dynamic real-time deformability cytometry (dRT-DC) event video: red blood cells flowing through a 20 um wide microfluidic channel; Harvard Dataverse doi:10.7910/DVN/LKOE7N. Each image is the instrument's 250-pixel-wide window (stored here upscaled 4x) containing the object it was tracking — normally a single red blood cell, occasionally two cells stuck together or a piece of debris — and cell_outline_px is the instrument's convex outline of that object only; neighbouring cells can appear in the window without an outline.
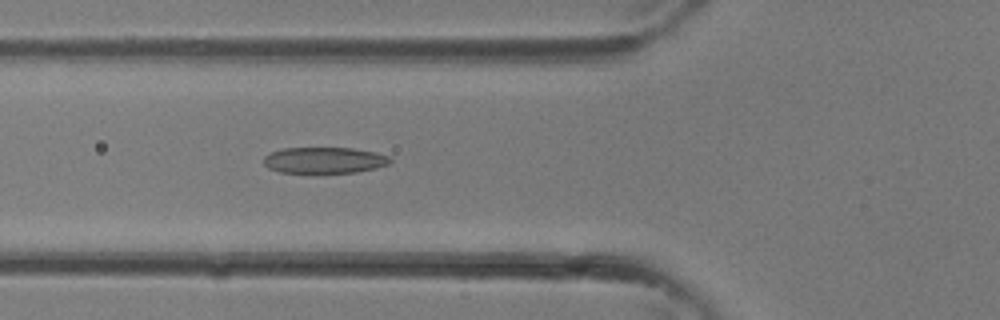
{"species": "common noctule bat (a hibernating species)", "species_latin": "Nyctalus noctula", "temperature_condition": "room temperature", "stored_images_in_passage": 33, "camera_frame_rate_fps": 3000, "um_per_image_px": 0.085, "animal": {"sex": "female"}, "frame": {"image": 1, "passage_image": 12, "time_ms": 3.667, "image_size_px": [1000, 320], "cell_outline_px": [[392, 160], [388, 164], [376, 168], [356, 172], [316, 176], [280, 172], [268, 168], [264, 164], [264, 156], [268, 152], [284, 148], [352, 148], [376, 152], [392, 156]], "centroid_in_image_um": [27.55, 13.66], "position_along_channel_um": 98.3, "area_um2": 20.4}}
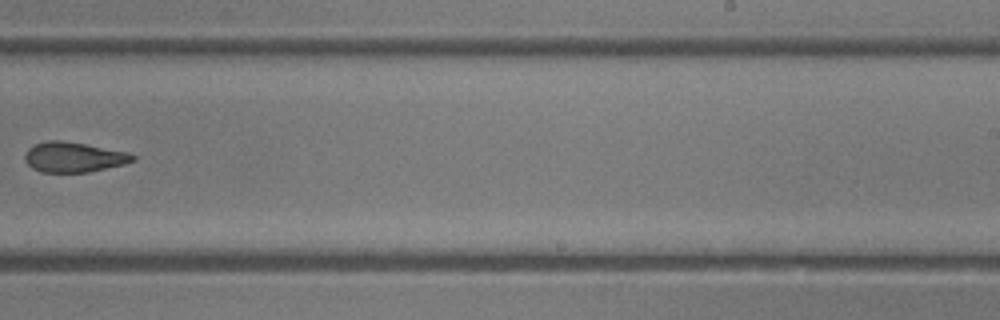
{"frame": {"image": 2, "passage_image": 21, "time_ms": 6.667, "image_size_px": [1000, 320], "cell_outline_px": [[136, 160], [124, 164], [88, 172], [40, 172], [32, 168], [24, 160], [24, 156], [28, 148], [44, 140], [60, 140], [84, 144], [128, 152], [136, 156]], "centroid_in_image_um": [6.25, 13.35], "position_along_channel_um": 282.8, "area_um2": 18.9}}
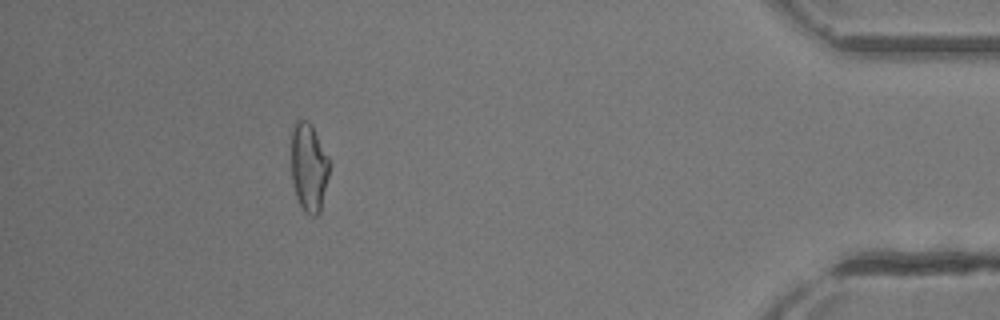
{"frame": {"image": 3, "passage_image": 30, "time_ms": 9.667, "image_size_px": [1000, 320], "cell_outline_px": [[328, 176], [320, 212], [316, 216], [312, 216], [304, 212], [296, 196], [292, 180], [292, 128], [296, 120], [308, 120], [312, 124], [328, 156]], "centroid_in_image_um": [26.24, 14.21], "position_along_channel_um": 409.0, "area_um2": 19.54}}